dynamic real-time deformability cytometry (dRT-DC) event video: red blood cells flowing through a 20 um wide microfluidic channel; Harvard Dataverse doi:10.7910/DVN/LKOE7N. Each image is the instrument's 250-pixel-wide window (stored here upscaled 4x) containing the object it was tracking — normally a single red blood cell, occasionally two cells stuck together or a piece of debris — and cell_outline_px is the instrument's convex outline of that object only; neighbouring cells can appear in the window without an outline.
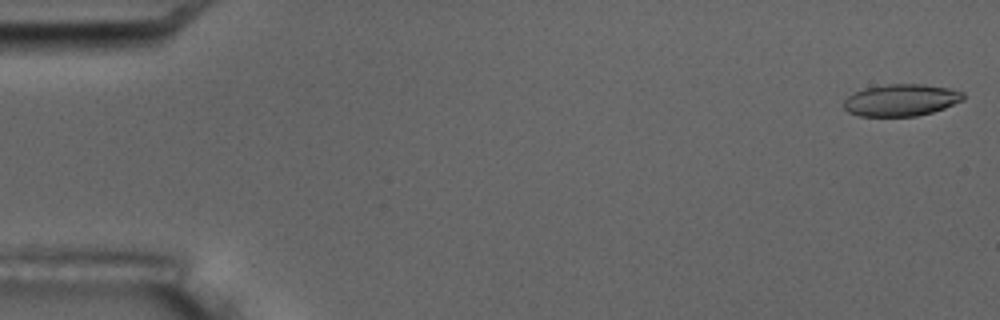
{"species": "common noctule bat (a hibernating species)", "species_latin": "Nyctalus noctula", "temperature_condition": "room temperature", "stored_images_in_passage": 9, "camera_frame_rate_fps": 3000, "um_per_image_px": 0.085, "animal": {"sex": "male", "body_mass_g": 17.5, "forearm_length_mm": 52.3}, "frame": {"image": 1, "passage_image": 1, "time_ms": 0.0, "image_size_px": [1000, 320], "cell_outline_px": [[964, 100], [944, 108], [932, 112], [916, 116], [860, 116], [848, 112], [844, 108], [844, 100], [848, 96], [864, 88], [888, 84], [924, 84], [948, 88], [964, 92]], "centroid_in_image_um": [76.6, 8.51], "position_along_channel_um": 8.4, "area_um2": 22.2}}
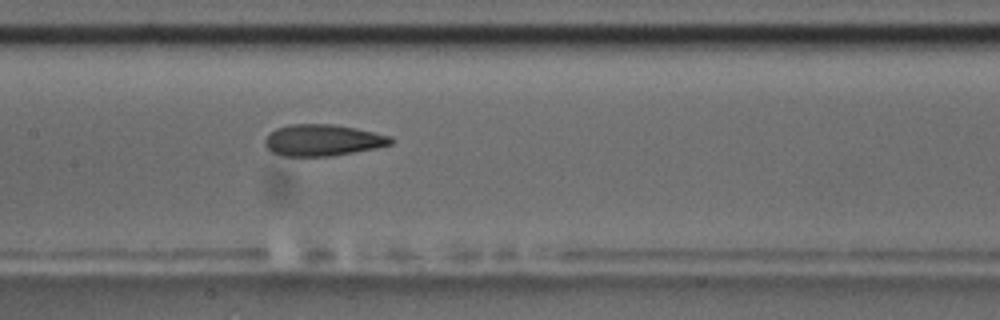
{"frame": {"image": 2, "passage_image": 9, "time_ms": 9.0, "image_size_px": [1000, 320], "cell_outline_px": [[396, 140], [392, 144], [376, 148], [328, 156], [280, 156], [272, 152], [264, 144], [264, 140], [276, 128], [288, 124], [332, 124], [356, 128], [392, 136]], "centroid_in_image_um": [27.45, 11.91], "position_along_channel_um": 180.0, "area_um2": 23.12}}